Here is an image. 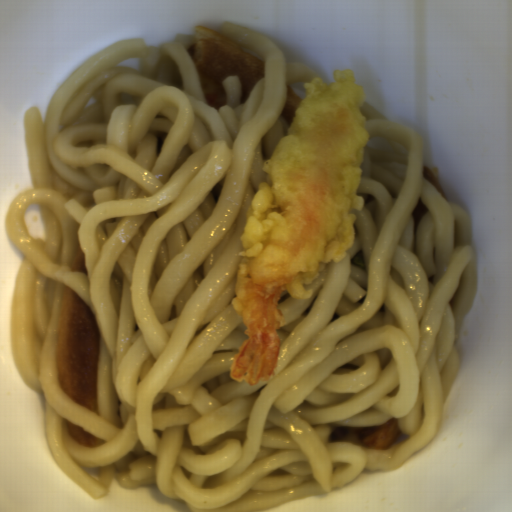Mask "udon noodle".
<instances>
[{
  "instance_id": "udon-noodle-1",
  "label": "udon noodle",
  "mask_w": 512,
  "mask_h": 512,
  "mask_svg": "<svg viewBox=\"0 0 512 512\" xmlns=\"http://www.w3.org/2000/svg\"><path fill=\"white\" fill-rule=\"evenodd\" d=\"M220 34L263 57L241 103L206 102L188 49L196 33L148 45L115 39L83 59L22 116L31 188L4 225L23 256L15 272L9 350L22 381L44 396L48 449L93 499L156 486L193 512H261L331 492L365 470L402 467L442 428L462 356L457 341L478 291L471 215L425 178L426 140L368 101L364 196L342 261L319 262L309 297L285 290L286 323L271 380L231 377L247 325L232 305L247 211L262 167L288 132L291 84L330 80L287 61L269 36L239 22ZM46 235L33 238L27 205ZM89 277L71 271L78 247ZM69 285L102 331L100 416L58 385L59 300ZM398 418L390 448L332 440L333 430ZM66 418L107 441L86 447Z\"/></svg>"
}]
</instances>
